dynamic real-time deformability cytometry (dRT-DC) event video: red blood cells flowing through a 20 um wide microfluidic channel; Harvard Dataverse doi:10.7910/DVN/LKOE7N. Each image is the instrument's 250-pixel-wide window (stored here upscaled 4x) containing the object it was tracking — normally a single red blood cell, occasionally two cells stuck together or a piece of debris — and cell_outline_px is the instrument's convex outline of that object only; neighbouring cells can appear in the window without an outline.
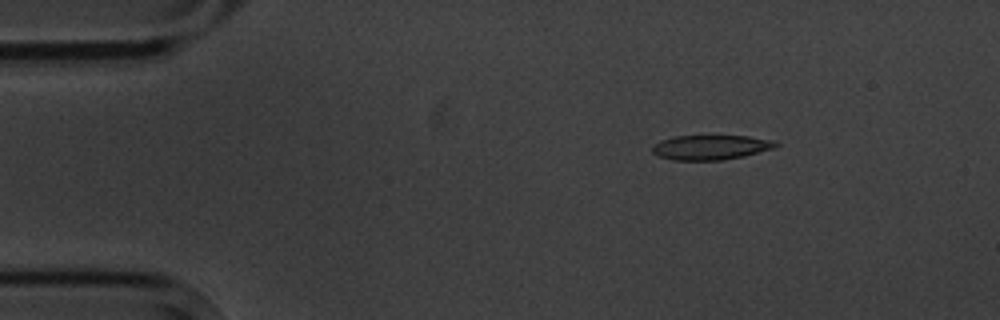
{"species": "common noctule bat (a hibernating species)", "species_latin": "Nyctalus noctula", "temperature_condition": "cold", "stored_images_in_passage": 11, "camera_frame_rate_fps": 3000, "um_per_image_px": 0.085, "animal": {"sex": "male", "body_mass_g": 20.1, "forearm_length_mm": 53.5}, "frame": {"image": 1, "passage_image": 1, "time_ms": 0.0, "image_size_px": [1000, 320], "cell_outline_px": [[780, 144], [776, 148], [744, 156], [720, 160], [672, 160], [660, 156], [652, 152], [652, 148], [660, 140], [672, 136], [748, 136], [776, 140]], "centroid_in_image_um": [60.47, 12.52], "position_along_channel_um": 24.5, "area_um2": 17.86}}
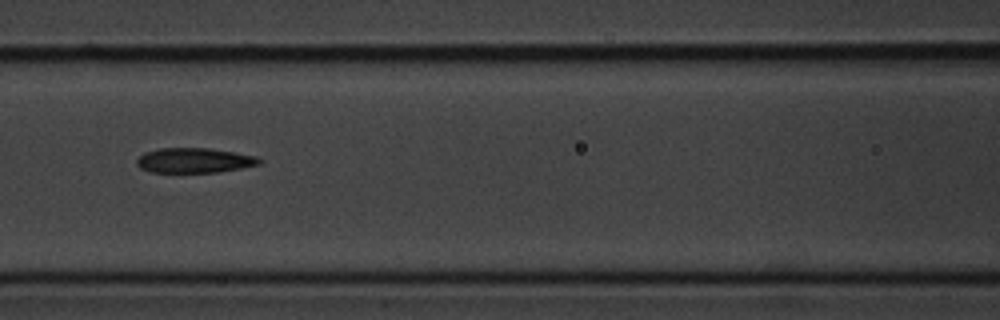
{"frame": {"image": 2, "passage_image": 5, "time_ms": 5.333, "image_size_px": [1000, 320], "cell_outline_px": [[264, 160], [260, 164], [240, 168], [216, 172], [148, 172], [140, 168], [136, 164], [136, 160], [144, 152], [160, 148], [208, 148], [236, 152], [256, 156]], "centroid_in_image_um": [16.51, 13.63], "position_along_channel_um": 150.1, "area_um2": 17.86}}
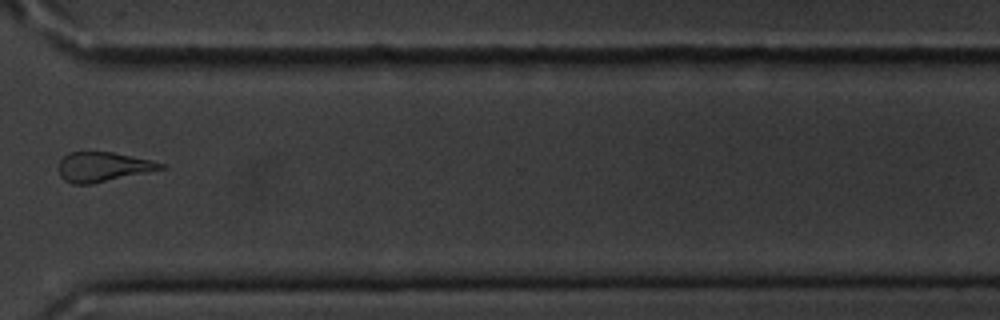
{"frame": {"image": 3, "passage_image": 10, "time_ms": 11.333, "image_size_px": [1000, 320], "cell_outline_px": [[164, 168], [92, 184], [72, 184], [64, 180], [60, 176], [56, 168], [60, 160], [68, 152], [112, 152], [152, 160], [164, 164]], "centroid_in_image_um": [8.68, 14.18], "position_along_channel_um": 361.9, "area_um2": 17.57}, "authors_computed_cell_mechanics": {"area_um2": 18.207, "velocity_mm_per_s": 3.534, "shape_relaxation_time_tau1_ms": 5.2651, "shape_relaxation_time_tau2_ms": 6.9407, "deformation_change_tau1": 0.1517, "deformation_change_tau2": 0.1476}}